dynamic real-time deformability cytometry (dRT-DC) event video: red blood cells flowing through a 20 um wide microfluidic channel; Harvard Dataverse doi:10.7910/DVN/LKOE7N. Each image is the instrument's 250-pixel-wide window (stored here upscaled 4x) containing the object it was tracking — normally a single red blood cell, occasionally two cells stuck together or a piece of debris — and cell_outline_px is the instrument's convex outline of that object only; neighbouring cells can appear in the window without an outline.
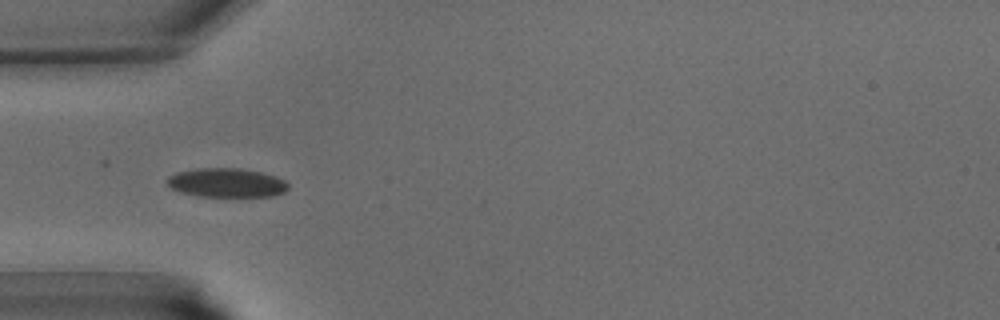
{"species": "common noctule bat (a hibernating species)", "species_latin": "Nyctalus noctula", "temperature_condition": "warm", "stored_images_in_passage": 13, "camera_frame_rate_fps": 3000, "um_per_image_px": 0.085, "animal": {"sex": "male", "body_mass_g": 15.6}, "frame": {"image": 1, "passage_image": 3, "time_ms": 0.667, "image_size_px": [1000, 320], "cell_outline_px": [[288, 188], [284, 192], [272, 196], [196, 196], [180, 192], [172, 188], [164, 180], [168, 176], [176, 172], [196, 168], [240, 168], [260, 172], [276, 176], [284, 180], [288, 184]], "centroid_in_image_um": [19.22, 15.52], "position_along_channel_um": 65.8, "area_um2": 20.58}}
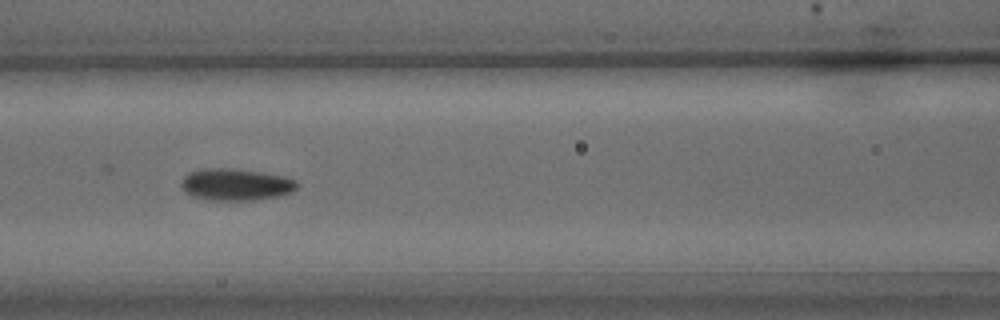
{"frame": {"image": 2, "passage_image": 8, "time_ms": 2.333, "image_size_px": [1000, 320], "cell_outline_px": [[296, 188], [292, 192], [280, 196], [256, 200], [208, 200], [192, 196], [184, 192], [180, 184], [184, 176], [188, 172], [204, 168], [228, 168], [260, 172], [284, 176], [296, 180]], "centroid_in_image_um": [20.01, 15.69], "position_along_channel_um": 146.6, "area_um2": 21.62}}